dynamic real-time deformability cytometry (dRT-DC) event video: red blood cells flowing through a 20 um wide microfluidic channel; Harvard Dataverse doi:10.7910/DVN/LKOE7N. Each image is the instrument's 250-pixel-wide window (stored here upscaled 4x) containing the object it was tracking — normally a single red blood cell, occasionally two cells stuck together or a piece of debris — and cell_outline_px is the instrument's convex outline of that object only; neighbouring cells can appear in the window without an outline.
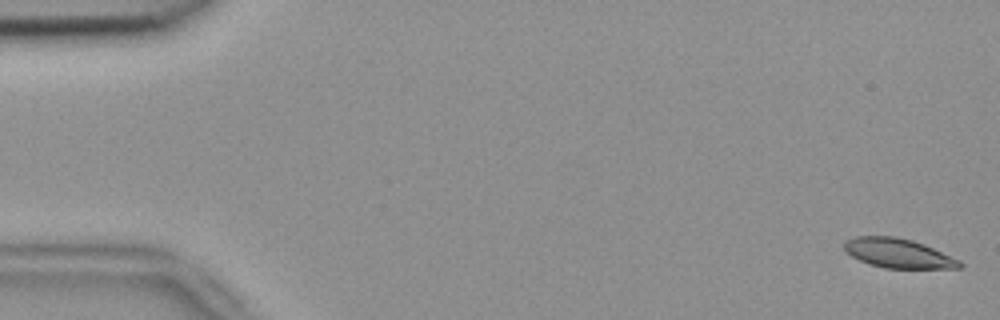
{"species": "common noctule bat (a hibernating species)", "species_latin": "Nyctalus noctula", "temperature_condition": "room temperature", "stored_images_in_passage": 5, "camera_frame_rate_fps": 3000, "um_per_image_px": 0.085, "animal": {"sex": "female", "body_mass_g": 18.4}, "frame": {"image": 1, "passage_image": 1, "time_ms": 0.0, "image_size_px": [1000, 320], "cell_outline_px": [[964, 264], [960, 268], [884, 268], [868, 264], [844, 252], [844, 244], [848, 240], [856, 236], [896, 236], [912, 240], [924, 244], [960, 260]], "centroid_in_image_um": [76.34, 21.53], "position_along_channel_um": 8.7, "area_um2": 19.77}}